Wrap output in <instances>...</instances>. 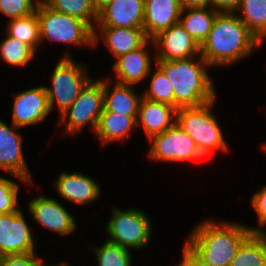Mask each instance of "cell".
<instances>
[{"label":"cell","instance_id":"cell-1","mask_svg":"<svg viewBox=\"0 0 266 266\" xmlns=\"http://www.w3.org/2000/svg\"><path fill=\"white\" fill-rule=\"evenodd\" d=\"M260 45L235 12H219L200 46V55L211 67H224L248 57Z\"/></svg>","mask_w":266,"mask_h":266},{"label":"cell","instance_id":"cell-2","mask_svg":"<svg viewBox=\"0 0 266 266\" xmlns=\"http://www.w3.org/2000/svg\"><path fill=\"white\" fill-rule=\"evenodd\" d=\"M251 233L249 226L240 222L217 224L209 219L193 229L183 246L206 266H229L239 246Z\"/></svg>","mask_w":266,"mask_h":266},{"label":"cell","instance_id":"cell-3","mask_svg":"<svg viewBox=\"0 0 266 266\" xmlns=\"http://www.w3.org/2000/svg\"><path fill=\"white\" fill-rule=\"evenodd\" d=\"M179 60H155L156 66L172 84L174 107L199 106L216 99L215 85L207 68L211 67L202 57Z\"/></svg>","mask_w":266,"mask_h":266},{"label":"cell","instance_id":"cell-4","mask_svg":"<svg viewBox=\"0 0 266 266\" xmlns=\"http://www.w3.org/2000/svg\"><path fill=\"white\" fill-rule=\"evenodd\" d=\"M214 103L215 99L199 106L177 109L176 124L194 140L204 157L215 150L227 152L229 147L212 112Z\"/></svg>","mask_w":266,"mask_h":266},{"label":"cell","instance_id":"cell-5","mask_svg":"<svg viewBox=\"0 0 266 266\" xmlns=\"http://www.w3.org/2000/svg\"><path fill=\"white\" fill-rule=\"evenodd\" d=\"M40 28V43L44 39L75 46L93 47V29L83 20L60 13L40 0L36 8Z\"/></svg>","mask_w":266,"mask_h":266},{"label":"cell","instance_id":"cell-6","mask_svg":"<svg viewBox=\"0 0 266 266\" xmlns=\"http://www.w3.org/2000/svg\"><path fill=\"white\" fill-rule=\"evenodd\" d=\"M85 71L83 64L76 63L68 52L59 60L51 75V87L45 86L50 110L56 104L60 116L70 107L92 79Z\"/></svg>","mask_w":266,"mask_h":266},{"label":"cell","instance_id":"cell-7","mask_svg":"<svg viewBox=\"0 0 266 266\" xmlns=\"http://www.w3.org/2000/svg\"><path fill=\"white\" fill-rule=\"evenodd\" d=\"M143 210L112 207V215L106 225L109 241L127 249H141L151 240V221Z\"/></svg>","mask_w":266,"mask_h":266},{"label":"cell","instance_id":"cell-8","mask_svg":"<svg viewBox=\"0 0 266 266\" xmlns=\"http://www.w3.org/2000/svg\"><path fill=\"white\" fill-rule=\"evenodd\" d=\"M103 109V79H91L77 99L60 115L59 124L65 123L66 135L79 133L88 124H91V130L95 132Z\"/></svg>","mask_w":266,"mask_h":266},{"label":"cell","instance_id":"cell-9","mask_svg":"<svg viewBox=\"0 0 266 266\" xmlns=\"http://www.w3.org/2000/svg\"><path fill=\"white\" fill-rule=\"evenodd\" d=\"M148 156L154 161L183 162L204 157L194 140L177 124L153 136Z\"/></svg>","mask_w":266,"mask_h":266},{"label":"cell","instance_id":"cell-10","mask_svg":"<svg viewBox=\"0 0 266 266\" xmlns=\"http://www.w3.org/2000/svg\"><path fill=\"white\" fill-rule=\"evenodd\" d=\"M22 129L12 123V127L0 119V169L10 173L24 183L32 184V175L23 153Z\"/></svg>","mask_w":266,"mask_h":266},{"label":"cell","instance_id":"cell-11","mask_svg":"<svg viewBox=\"0 0 266 266\" xmlns=\"http://www.w3.org/2000/svg\"><path fill=\"white\" fill-rule=\"evenodd\" d=\"M21 211L0 214V257L35 253V239Z\"/></svg>","mask_w":266,"mask_h":266},{"label":"cell","instance_id":"cell-12","mask_svg":"<svg viewBox=\"0 0 266 266\" xmlns=\"http://www.w3.org/2000/svg\"><path fill=\"white\" fill-rule=\"evenodd\" d=\"M28 208L37 223L61 236L77 229L75 218L56 199L40 194L29 201Z\"/></svg>","mask_w":266,"mask_h":266},{"label":"cell","instance_id":"cell-13","mask_svg":"<svg viewBox=\"0 0 266 266\" xmlns=\"http://www.w3.org/2000/svg\"><path fill=\"white\" fill-rule=\"evenodd\" d=\"M12 123L20 128L42 122L50 113L45 86H37L14 95Z\"/></svg>","mask_w":266,"mask_h":266},{"label":"cell","instance_id":"cell-14","mask_svg":"<svg viewBox=\"0 0 266 266\" xmlns=\"http://www.w3.org/2000/svg\"><path fill=\"white\" fill-rule=\"evenodd\" d=\"M152 45L158 48L154 60H179L200 55V45L179 22L155 36Z\"/></svg>","mask_w":266,"mask_h":266},{"label":"cell","instance_id":"cell-15","mask_svg":"<svg viewBox=\"0 0 266 266\" xmlns=\"http://www.w3.org/2000/svg\"><path fill=\"white\" fill-rule=\"evenodd\" d=\"M144 0H111L98 11L95 27L143 28Z\"/></svg>","mask_w":266,"mask_h":266},{"label":"cell","instance_id":"cell-16","mask_svg":"<svg viewBox=\"0 0 266 266\" xmlns=\"http://www.w3.org/2000/svg\"><path fill=\"white\" fill-rule=\"evenodd\" d=\"M153 42L149 39L142 47L130 51L116 58L113 71L116 74V82L127 85H135L145 81L151 75V56L148 44Z\"/></svg>","mask_w":266,"mask_h":266},{"label":"cell","instance_id":"cell-17","mask_svg":"<svg viewBox=\"0 0 266 266\" xmlns=\"http://www.w3.org/2000/svg\"><path fill=\"white\" fill-rule=\"evenodd\" d=\"M101 36L100 40H103L114 58L142 47L149 40L143 28L94 27L93 47Z\"/></svg>","mask_w":266,"mask_h":266},{"label":"cell","instance_id":"cell-18","mask_svg":"<svg viewBox=\"0 0 266 266\" xmlns=\"http://www.w3.org/2000/svg\"><path fill=\"white\" fill-rule=\"evenodd\" d=\"M180 0H144L143 29L149 39L179 22Z\"/></svg>","mask_w":266,"mask_h":266},{"label":"cell","instance_id":"cell-19","mask_svg":"<svg viewBox=\"0 0 266 266\" xmlns=\"http://www.w3.org/2000/svg\"><path fill=\"white\" fill-rule=\"evenodd\" d=\"M177 121V108L162 102L147 100L142 97L137 117V126L142 125L146 136L150 140L173 127Z\"/></svg>","mask_w":266,"mask_h":266},{"label":"cell","instance_id":"cell-20","mask_svg":"<svg viewBox=\"0 0 266 266\" xmlns=\"http://www.w3.org/2000/svg\"><path fill=\"white\" fill-rule=\"evenodd\" d=\"M54 186L61 198L77 205L91 203L100 197L101 190L97 181L83 175L82 172H62Z\"/></svg>","mask_w":266,"mask_h":266},{"label":"cell","instance_id":"cell-21","mask_svg":"<svg viewBox=\"0 0 266 266\" xmlns=\"http://www.w3.org/2000/svg\"><path fill=\"white\" fill-rule=\"evenodd\" d=\"M111 84L103 78L104 110L132 116L137 121L142 95L135 93L133 85L116 82L111 89Z\"/></svg>","mask_w":266,"mask_h":266},{"label":"cell","instance_id":"cell-22","mask_svg":"<svg viewBox=\"0 0 266 266\" xmlns=\"http://www.w3.org/2000/svg\"><path fill=\"white\" fill-rule=\"evenodd\" d=\"M134 127H137V121L132 116L103 109L95 134L102 144L124 141Z\"/></svg>","mask_w":266,"mask_h":266},{"label":"cell","instance_id":"cell-23","mask_svg":"<svg viewBox=\"0 0 266 266\" xmlns=\"http://www.w3.org/2000/svg\"><path fill=\"white\" fill-rule=\"evenodd\" d=\"M185 12L187 13L184 14ZM218 13L219 12L211 6L182 8L179 23L183 26L185 31L201 46L211 31L214 19Z\"/></svg>","mask_w":266,"mask_h":266},{"label":"cell","instance_id":"cell-24","mask_svg":"<svg viewBox=\"0 0 266 266\" xmlns=\"http://www.w3.org/2000/svg\"><path fill=\"white\" fill-rule=\"evenodd\" d=\"M229 266H266V231L252 232L239 246Z\"/></svg>","mask_w":266,"mask_h":266},{"label":"cell","instance_id":"cell-25","mask_svg":"<svg viewBox=\"0 0 266 266\" xmlns=\"http://www.w3.org/2000/svg\"><path fill=\"white\" fill-rule=\"evenodd\" d=\"M237 16L248 29L263 42L266 37V0H241L236 10Z\"/></svg>","mask_w":266,"mask_h":266},{"label":"cell","instance_id":"cell-26","mask_svg":"<svg viewBox=\"0 0 266 266\" xmlns=\"http://www.w3.org/2000/svg\"><path fill=\"white\" fill-rule=\"evenodd\" d=\"M6 34L24 42L34 52L40 46V28L36 11L28 16L11 19Z\"/></svg>","mask_w":266,"mask_h":266},{"label":"cell","instance_id":"cell-27","mask_svg":"<svg viewBox=\"0 0 266 266\" xmlns=\"http://www.w3.org/2000/svg\"><path fill=\"white\" fill-rule=\"evenodd\" d=\"M53 10L85 21L93 30L98 11L92 0H43Z\"/></svg>","mask_w":266,"mask_h":266},{"label":"cell","instance_id":"cell-28","mask_svg":"<svg viewBox=\"0 0 266 266\" xmlns=\"http://www.w3.org/2000/svg\"><path fill=\"white\" fill-rule=\"evenodd\" d=\"M35 56V52L24 42L11 36L0 43V57L4 62L13 66H25Z\"/></svg>","mask_w":266,"mask_h":266},{"label":"cell","instance_id":"cell-29","mask_svg":"<svg viewBox=\"0 0 266 266\" xmlns=\"http://www.w3.org/2000/svg\"><path fill=\"white\" fill-rule=\"evenodd\" d=\"M98 266H131V250L106 240L100 247L91 248Z\"/></svg>","mask_w":266,"mask_h":266},{"label":"cell","instance_id":"cell-30","mask_svg":"<svg viewBox=\"0 0 266 266\" xmlns=\"http://www.w3.org/2000/svg\"><path fill=\"white\" fill-rule=\"evenodd\" d=\"M150 80L149 89L142 94V97L150 101L167 103L174 106V92L169 79L156 67Z\"/></svg>","mask_w":266,"mask_h":266},{"label":"cell","instance_id":"cell-31","mask_svg":"<svg viewBox=\"0 0 266 266\" xmlns=\"http://www.w3.org/2000/svg\"><path fill=\"white\" fill-rule=\"evenodd\" d=\"M19 186L16 182L0 176V214L19 211Z\"/></svg>","mask_w":266,"mask_h":266},{"label":"cell","instance_id":"cell-32","mask_svg":"<svg viewBox=\"0 0 266 266\" xmlns=\"http://www.w3.org/2000/svg\"><path fill=\"white\" fill-rule=\"evenodd\" d=\"M40 0H0V12L11 19L28 16L36 11Z\"/></svg>","mask_w":266,"mask_h":266},{"label":"cell","instance_id":"cell-33","mask_svg":"<svg viewBox=\"0 0 266 266\" xmlns=\"http://www.w3.org/2000/svg\"><path fill=\"white\" fill-rule=\"evenodd\" d=\"M37 253L8 254L0 257V266H46Z\"/></svg>","mask_w":266,"mask_h":266},{"label":"cell","instance_id":"cell-34","mask_svg":"<svg viewBox=\"0 0 266 266\" xmlns=\"http://www.w3.org/2000/svg\"><path fill=\"white\" fill-rule=\"evenodd\" d=\"M250 204L255 210L258 218V225L261 227H249L252 232H258L263 227H266V185L262 189L257 190L253 193V196L250 200Z\"/></svg>","mask_w":266,"mask_h":266},{"label":"cell","instance_id":"cell-35","mask_svg":"<svg viewBox=\"0 0 266 266\" xmlns=\"http://www.w3.org/2000/svg\"><path fill=\"white\" fill-rule=\"evenodd\" d=\"M241 0H211V7L218 12H236Z\"/></svg>","mask_w":266,"mask_h":266},{"label":"cell","instance_id":"cell-36","mask_svg":"<svg viewBox=\"0 0 266 266\" xmlns=\"http://www.w3.org/2000/svg\"><path fill=\"white\" fill-rule=\"evenodd\" d=\"M183 249V258L182 262L176 266H206L200 263L185 247Z\"/></svg>","mask_w":266,"mask_h":266},{"label":"cell","instance_id":"cell-37","mask_svg":"<svg viewBox=\"0 0 266 266\" xmlns=\"http://www.w3.org/2000/svg\"><path fill=\"white\" fill-rule=\"evenodd\" d=\"M182 8H198L211 6V0H180Z\"/></svg>","mask_w":266,"mask_h":266},{"label":"cell","instance_id":"cell-38","mask_svg":"<svg viewBox=\"0 0 266 266\" xmlns=\"http://www.w3.org/2000/svg\"><path fill=\"white\" fill-rule=\"evenodd\" d=\"M97 11L102 9L105 5H107L111 0H92Z\"/></svg>","mask_w":266,"mask_h":266},{"label":"cell","instance_id":"cell-39","mask_svg":"<svg viewBox=\"0 0 266 266\" xmlns=\"http://www.w3.org/2000/svg\"><path fill=\"white\" fill-rule=\"evenodd\" d=\"M52 266H56V265H52ZM57 266H69V265H68V263L63 262V263H61V264H59V265L57 264Z\"/></svg>","mask_w":266,"mask_h":266}]
</instances>
